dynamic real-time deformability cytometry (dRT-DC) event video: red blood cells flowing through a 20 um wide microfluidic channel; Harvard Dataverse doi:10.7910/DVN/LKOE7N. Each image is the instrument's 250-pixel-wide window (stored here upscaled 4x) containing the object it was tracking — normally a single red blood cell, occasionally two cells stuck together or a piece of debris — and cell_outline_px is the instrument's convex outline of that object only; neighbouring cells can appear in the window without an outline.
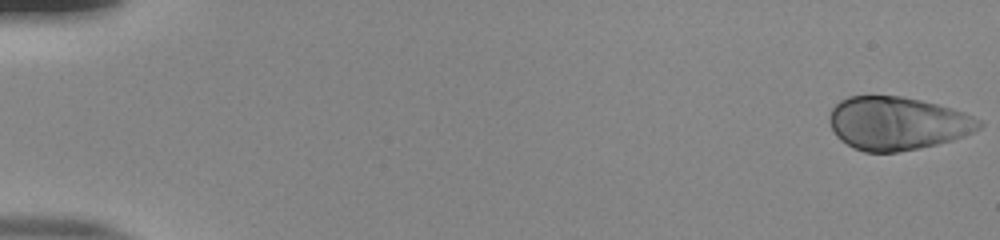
{"species": "human", "species_latin": "Homo sapiens", "temperature_condition": "room temperature", "stored_images_in_passage": 22, "camera_frame_rate_fps": 3000, "um_per_image_px": 0.085, "donor": {"sex": "male"}, "frame": {"image": 1, "passage_image": 1, "time_ms": 0.0, "image_size_px": [1000, 240], "cell_outline_px": [[984, 124], [980, 128], [964, 136], [952, 140], [936, 144], [896, 152], [864, 152], [852, 148], [840, 140], [836, 136], [828, 120], [828, 116], [832, 108], [840, 100], [848, 96], [900, 96], [920, 100], [952, 108], [964, 112], [980, 120]], "centroid_in_image_um": [76.24, 10.48], "position_along_channel_um": 8.8, "area_um2": 46.41}}
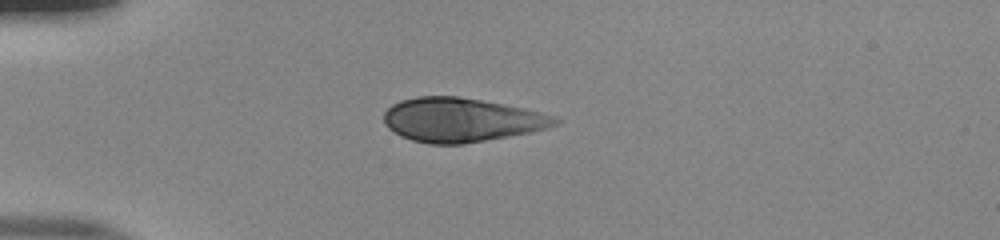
{"frame": {"image": 2, "passage_image": 15, "time_ms": 4.667, "image_size_px": [1000, 240], "cell_outline_px": [[564, 120], [560, 124], [548, 128], [532, 132], [464, 144], [428, 144], [412, 140], [400, 136], [388, 128], [384, 124], [384, 112], [392, 104], [400, 100], [416, 96], [456, 96], [480, 100], [524, 108], [556, 116]], "centroid_in_image_um": [39.23, 10.19], "position_along_channel_um": 45.8, "area_um2": 44.22}}
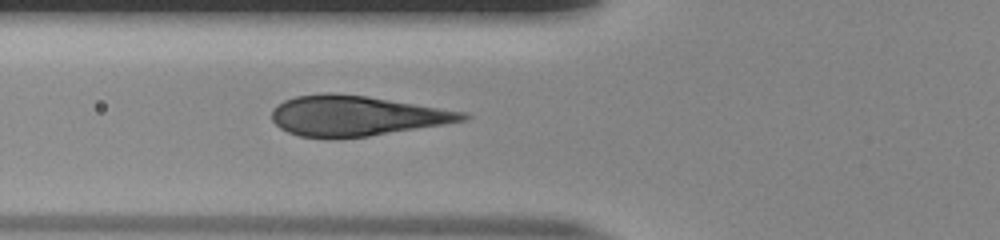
{"frame": {"image": 3, "passage_image": 21, "time_ms": 6.667, "image_size_px": [1000, 240], "cell_outline_px": [[472, 116], [468, 120], [444, 124], [368, 136], [332, 140], [300, 136], [288, 132], [280, 128], [272, 120], [272, 108], [276, 104], [284, 100], [296, 96], [324, 92], [332, 92], [368, 96], [468, 112]], "centroid_in_image_um": [30.27, 9.84], "position_along_channel_um": 95.5, "area_um2": 45.37}}